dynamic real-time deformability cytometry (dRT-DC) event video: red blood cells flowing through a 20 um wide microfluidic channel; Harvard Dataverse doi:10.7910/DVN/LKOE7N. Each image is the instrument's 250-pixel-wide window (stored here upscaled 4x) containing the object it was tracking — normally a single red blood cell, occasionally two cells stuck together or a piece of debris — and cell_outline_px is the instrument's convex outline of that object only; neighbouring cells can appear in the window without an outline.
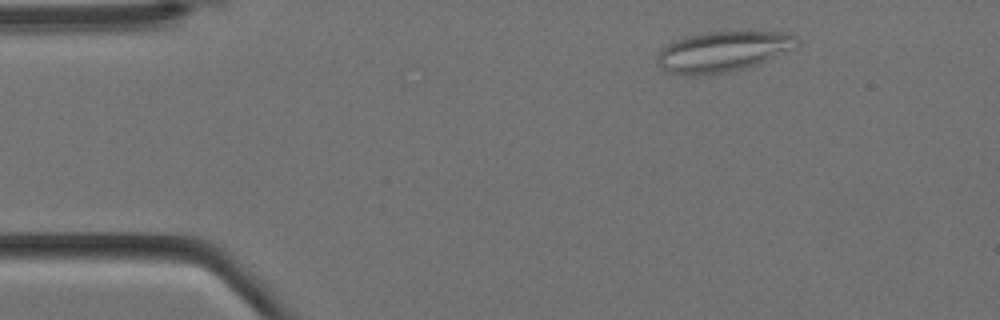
{"species": "Egyptian fruit bat (a non-hibernating species)", "species_latin": "Rousettus aegyptiacus", "temperature_condition": "cold", "stored_images_in_passage": 6, "camera_frame_rate_fps": 3000, "um_per_image_px": 0.085, "animal": {"sex": "female"}, "frame": {"image": 1, "passage_image": 2, "time_ms": 0.333, "image_size_px": [1000, 320], "cell_outline_px": [[800, 44], [760, 64], [744, 68], [724, 72], [696, 76], [688, 76], [668, 72], [656, 60], [656, 56], [668, 44], [676, 40], [688, 36], [708, 32], [792, 32], [800, 40]], "centroid_in_image_um": [61.49, 4.38], "position_along_channel_um": 23.5, "area_um2": 32.66}}
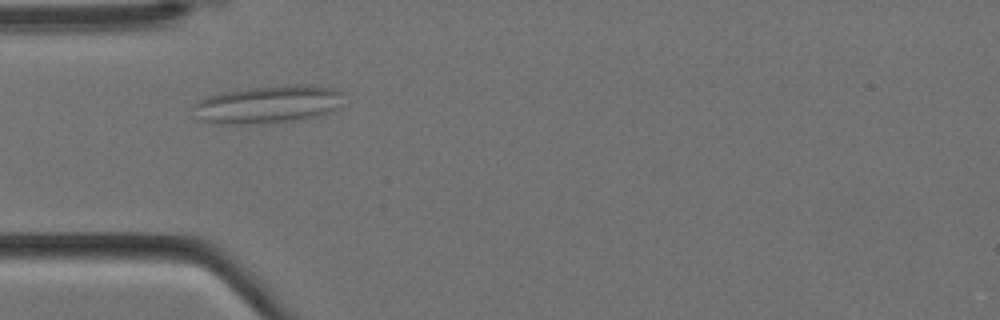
{"frame": {"image": 2, "passage_image": 4, "time_ms": 1.0, "image_size_px": [1000, 320], "cell_outline_px": [[344, 92], [340, 108], [316, 116], [300, 120], [260, 124], [212, 124], [200, 120], [192, 104], [196, 100], [220, 92], [248, 88], [296, 84], [304, 84], [332, 88]], "centroid_in_image_um": [22.77, 8.88], "position_along_channel_um": 62.2, "area_um2": 33.58}}